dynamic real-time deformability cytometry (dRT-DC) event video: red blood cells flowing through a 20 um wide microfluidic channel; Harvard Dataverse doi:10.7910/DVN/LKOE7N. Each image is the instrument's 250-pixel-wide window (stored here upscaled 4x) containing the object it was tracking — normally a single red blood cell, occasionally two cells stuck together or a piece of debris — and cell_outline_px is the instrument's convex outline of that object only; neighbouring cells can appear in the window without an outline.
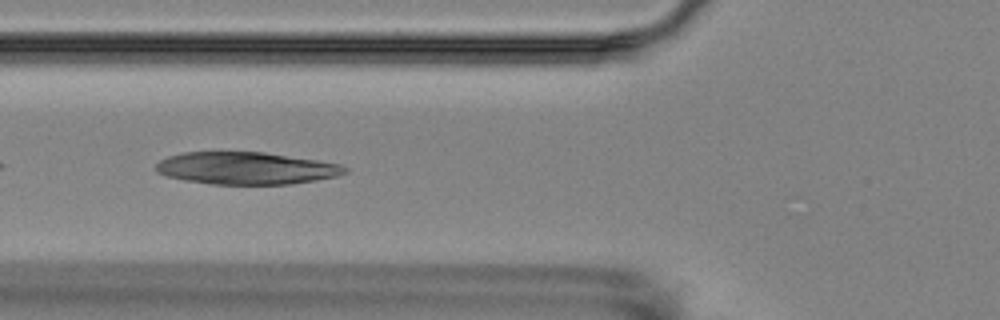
{"species": "Egyptian fruit bat (a non-hibernating species)", "species_latin": "Rousettus aegyptiacus", "temperature_condition": "room temperature", "stored_images_in_passage": 9, "camera_frame_rate_fps": 3000, "um_per_image_px": 0.085, "animal": {"sex": "female"}, "frame": {"image": 1, "passage_image": 6, "time_ms": 5.667, "image_size_px": [1000, 320], "cell_outline_px": [[348, 172], [336, 176], [316, 180], [292, 184], [212, 184], [184, 180], [164, 176], [156, 172], [156, 164], [160, 160], [168, 156], [184, 152], [264, 152], [316, 160], [340, 164], [348, 168]], "centroid_in_image_um": [20.9, 14.3], "position_along_channel_um": 104.9, "area_um2": 35.55}}
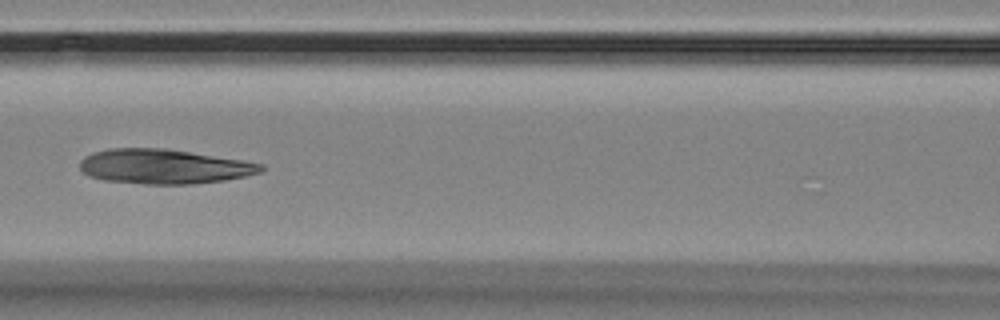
{"frame": {"image": 2, "passage_image": 7, "time_ms": 7.0, "image_size_px": [1000, 320], "cell_outline_px": [[264, 168], [260, 172], [244, 176], [224, 180], [192, 184], [144, 184], [104, 180], [88, 176], [80, 168], [80, 160], [84, 156], [92, 152], [108, 148], [164, 148], [240, 160], [264, 164]], "centroid_in_image_um": [13.87, 14.15], "position_along_channel_um": 152.7, "area_um2": 36.41}}
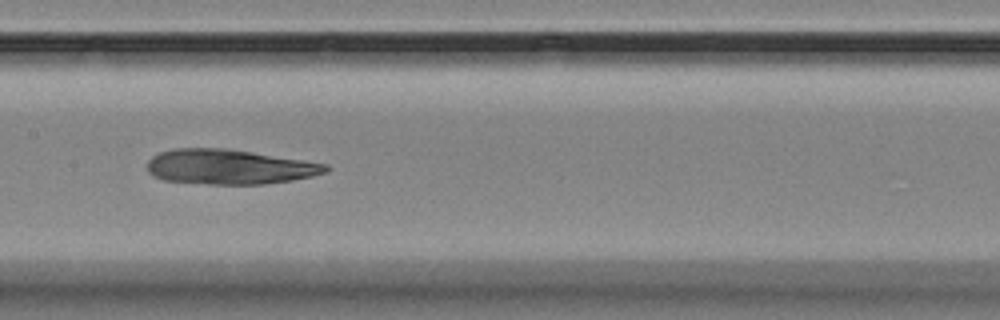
{"frame": {"image": 3, "passage_image": 8, "time_ms": 8.0, "image_size_px": [1000, 320], "cell_outline_px": [[328, 172], [312, 176], [292, 180], [264, 184], [208, 184], [164, 180], [152, 176], [148, 172], [148, 160], [152, 156], [160, 152], [172, 148], [224, 148], [252, 152], [304, 160], [328, 164]], "centroid_in_image_um": [19.47, 14.18], "position_along_channel_um": 187.9, "area_um2": 36.3}}